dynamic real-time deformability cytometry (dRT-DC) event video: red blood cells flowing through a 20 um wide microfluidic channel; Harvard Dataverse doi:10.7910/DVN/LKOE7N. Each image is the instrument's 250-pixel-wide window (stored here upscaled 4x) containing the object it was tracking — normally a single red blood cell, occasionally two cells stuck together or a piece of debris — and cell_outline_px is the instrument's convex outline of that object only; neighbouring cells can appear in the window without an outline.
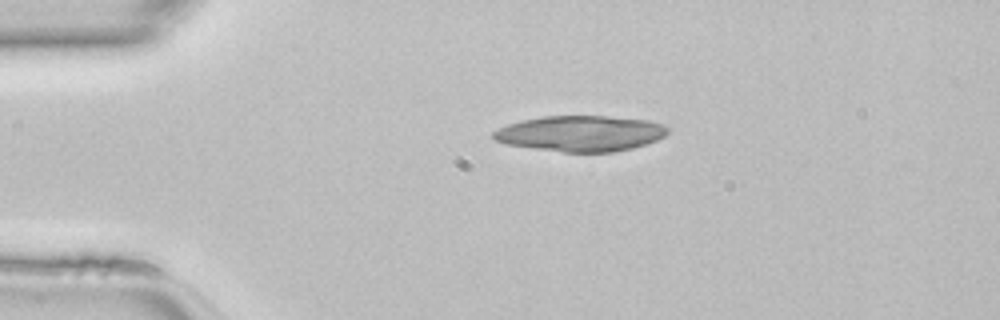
{"species": "common noctule bat (a hibernating species)", "species_latin": "Nyctalus noctula", "temperature_condition": "room temperature", "stored_images_in_passage": 38, "camera_frame_rate_fps": 3000, "um_per_image_px": 0.085, "animal": {"sex": "female", "body_mass_g": 22.7, "forearm_length_mm": 54.2}, "frame": {"image": 1, "passage_image": 2, "time_ms": 0.333, "image_size_px": [1000, 320], "cell_outline_px": [[668, 132], [664, 136], [656, 140], [632, 148], [612, 152], [564, 152], [508, 144], [496, 140], [492, 136], [492, 132], [508, 124], [524, 120], [544, 116], [608, 116], [648, 120], [664, 124], [668, 128]], "centroid_in_image_um": [49.39, 11.34], "position_along_channel_um": 35.6, "area_um2": 35.95}}